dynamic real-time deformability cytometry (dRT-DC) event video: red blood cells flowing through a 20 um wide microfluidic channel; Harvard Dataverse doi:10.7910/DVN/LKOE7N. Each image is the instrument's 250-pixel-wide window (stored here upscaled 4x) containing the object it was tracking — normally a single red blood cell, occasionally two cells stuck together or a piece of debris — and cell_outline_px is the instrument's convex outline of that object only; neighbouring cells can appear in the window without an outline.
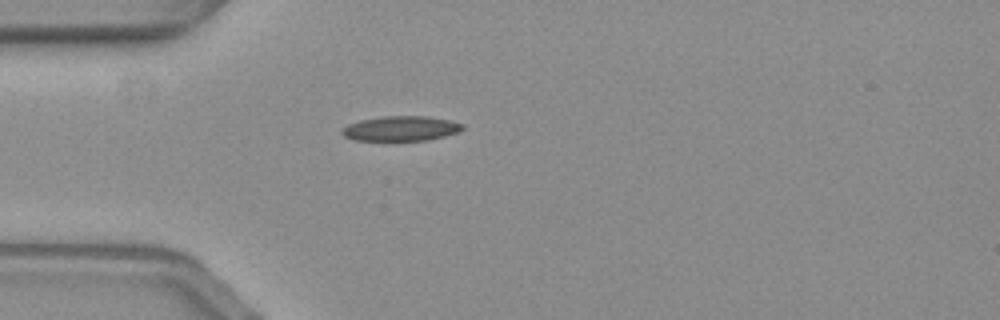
{"species": "common noctule bat (a hibernating species)", "species_latin": "Nyctalus noctula", "temperature_condition": "warm", "stored_images_in_passage": 34, "camera_frame_rate_fps": 3000, "um_per_image_px": 0.085, "animal": {"sex": "female", "body_mass_g": 19.3, "forearm_length_mm": 54.1}, "frame": {"image": 1, "passage_image": 1, "time_ms": 0.0, "image_size_px": [1000, 320], "cell_outline_px": [[464, 128], [456, 132], [444, 136], [428, 140], [352, 140], [344, 136], [340, 132], [340, 128], [348, 124], [360, 120], [384, 116], [428, 116], [452, 120], [464, 124]], "centroid_in_image_um": [34.05, 10.91], "position_along_channel_um": 50.9, "area_um2": 17.57}}
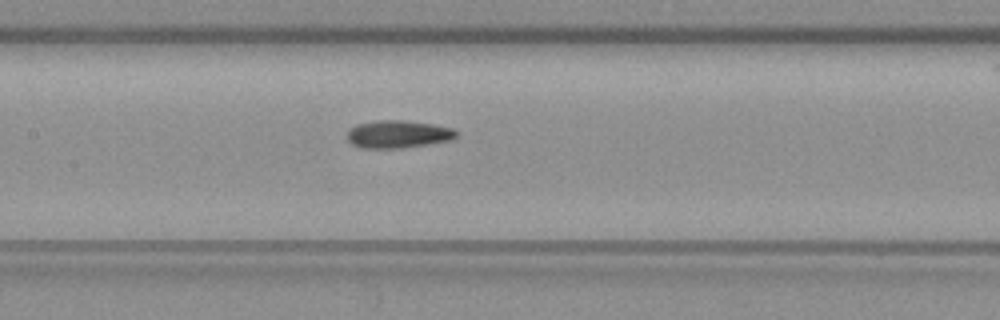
{"frame": {"image": 2, "passage_image": 12, "time_ms": 3.667, "image_size_px": [1000, 320], "cell_outline_px": [[460, 132], [452, 140], [428, 144], [400, 148], [360, 148], [352, 144], [348, 140], [348, 128], [356, 124], [380, 120], [400, 120], [432, 124], [452, 128]], "centroid_in_image_um": [33.83, 11.41], "position_along_channel_um": 173.6, "area_um2": 17.63}}
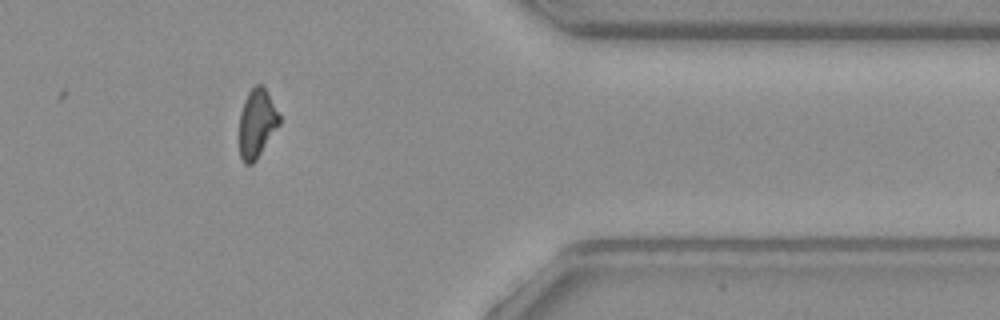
{"frame": {"image": 3, "passage_image": 32, "time_ms": 10.333, "image_size_px": [1000, 320], "cell_outline_px": [[280, 124], [256, 160], [252, 164], [244, 164], [240, 156], [240, 112], [244, 100], [248, 92], [256, 84], [260, 84], [268, 92], [280, 116]], "centroid_in_image_um": [21.84, 10.48], "position_along_channel_um": 389.6, "area_um2": 15.95}, "authors_computed_cell_mechanics": {"area_um2": 17.3689, "velocity_mm_per_s": 3.5791, "shape_relaxation_time_tau1_ms": null, "shape_relaxation_time_tau2_ms": 3.6391, "deformation_change_tau1": null, "deformation_change_tau2": 0.1001}}